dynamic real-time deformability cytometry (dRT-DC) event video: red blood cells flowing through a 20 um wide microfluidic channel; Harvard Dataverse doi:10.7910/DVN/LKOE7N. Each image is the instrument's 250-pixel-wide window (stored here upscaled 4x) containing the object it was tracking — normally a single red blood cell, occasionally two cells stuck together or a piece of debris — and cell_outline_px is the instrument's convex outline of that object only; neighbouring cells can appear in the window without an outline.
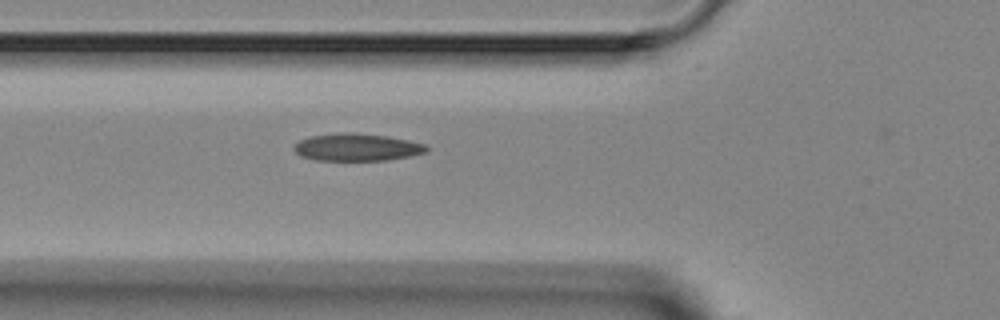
{"species": "Egyptian fruit bat (a non-hibernating species)", "species_latin": "Rousettus aegyptiacus", "temperature_condition": "room temperature", "stored_images_in_passage": 4, "camera_frame_rate_fps": 3000, "um_per_image_px": 0.085, "animal": {"sex": "female"}, "frame": {"image": 1, "passage_image": 4, "time_ms": 4.0, "image_size_px": [1000, 320], "cell_outline_px": [[428, 152], [388, 160], [316, 160], [300, 156], [292, 148], [292, 144], [308, 136], [340, 132], [352, 132], [388, 136], [408, 140], [424, 144], [428, 148]], "centroid_in_image_um": [30.28, 12.5], "position_along_channel_um": 95.5, "area_um2": 21.33}}